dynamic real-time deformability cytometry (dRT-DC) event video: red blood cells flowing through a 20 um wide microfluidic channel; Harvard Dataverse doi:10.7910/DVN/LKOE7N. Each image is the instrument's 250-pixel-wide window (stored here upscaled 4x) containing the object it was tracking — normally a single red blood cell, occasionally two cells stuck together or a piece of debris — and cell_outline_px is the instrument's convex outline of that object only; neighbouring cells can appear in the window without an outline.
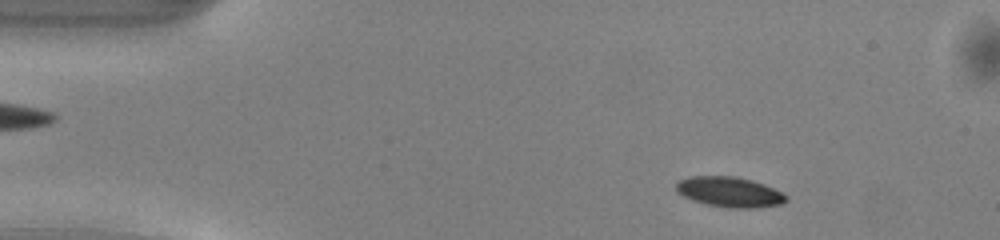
{"species": "common noctule bat (a hibernating species)", "species_latin": "Nyctalus noctula", "temperature_condition": "warm", "stored_images_in_passage": 48, "camera_frame_rate_fps": 3000, "um_per_image_px": 0.085, "animal": {"sex": "male", "body_mass_g": 13.0, "forearm_length_mm": 53.1}, "frame": {"image": 1, "passage_image": 5, "time_ms": 1.333, "image_size_px": [1000, 240], "cell_outline_px": [[788, 200], [780, 204], [756, 208], [728, 208], [708, 204], [692, 200], [676, 192], [676, 184], [680, 180], [692, 176], [736, 176], [752, 180], [764, 184], [788, 196]], "centroid_in_image_um": [62.01, 16.32], "position_along_channel_um": 23.0, "area_um2": 19.31}}
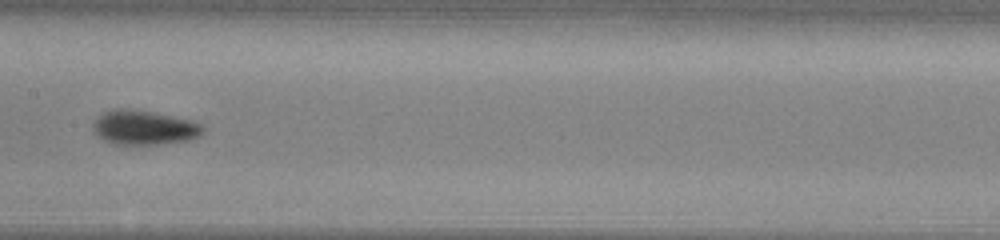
{"frame": {"image": 2, "passage_image": 23, "time_ms": 7.333, "image_size_px": [1000, 240], "cell_outline_px": [[204, 132], [200, 136], [188, 140], [160, 144], [112, 144], [96, 136], [92, 128], [92, 124], [104, 112], [116, 108], [128, 108], [172, 116], [188, 120], [200, 124], [204, 128]], "centroid_in_image_um": [12.21, 10.85], "position_along_channel_um": 195.2, "area_um2": 21.91}}
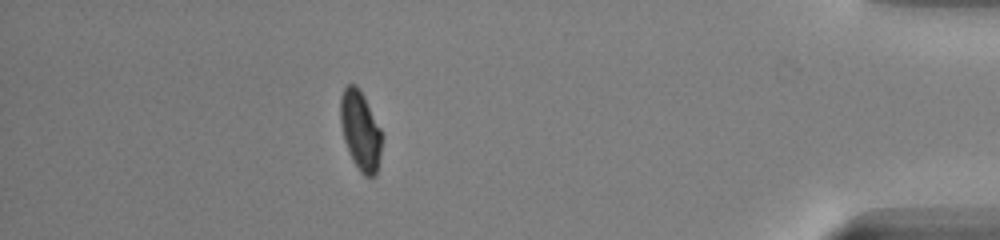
{"frame": {"image": 3, "passage_image": 42, "time_ms": 13.667, "image_size_px": [1000, 240], "cell_outline_px": [[384, 136], [376, 176], [364, 176], [360, 172], [344, 140], [340, 124], [340, 96], [344, 88], [348, 84], [356, 84], [364, 96]], "centroid_in_image_um": [30.65, 11.08], "position_along_channel_um": 404.6, "area_um2": 19.19}, "authors_computed_cell_mechanics": {"area_um2": 20.0566, "velocity_mm_per_s": 4.1242, "shape_relaxation_time_tau1_ms": 2.5344, "shape_relaxation_time_tau2_ms": 2.8585, "deformation_change_tau1": 0.1103, "deformation_change_tau2": 0.0762}}